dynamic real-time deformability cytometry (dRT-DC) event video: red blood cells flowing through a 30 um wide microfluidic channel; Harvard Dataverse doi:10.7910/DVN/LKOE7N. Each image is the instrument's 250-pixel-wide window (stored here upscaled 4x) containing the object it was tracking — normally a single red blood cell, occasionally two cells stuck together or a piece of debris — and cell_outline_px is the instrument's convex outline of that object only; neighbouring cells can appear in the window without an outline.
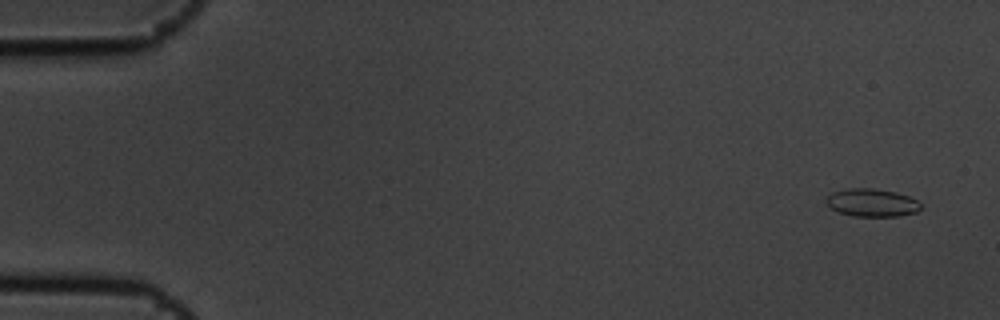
{"species": "common noctule bat (a hibernating species)", "species_latin": "Nyctalus noctula", "temperature_condition": "cold", "stored_images_in_passage": 5, "camera_frame_rate_fps": 3000, "um_per_image_px": 0.085, "animal": {"sex": "male", "body_mass_g": 19.5, "forearm_length_mm": 54.6}, "frame": {"image": 1, "passage_image": 1, "time_ms": 0.0, "image_size_px": [1000, 320], "cell_outline_px": [[920, 208], [916, 212], [900, 216], [852, 216], [840, 212], [832, 208], [824, 200], [832, 192], [848, 188], [872, 188], [896, 192], [908, 196], [916, 200], [920, 204]], "centroid_in_image_um": [74.1, 17.22], "position_along_channel_um": 10.9, "area_um2": 15.26}}
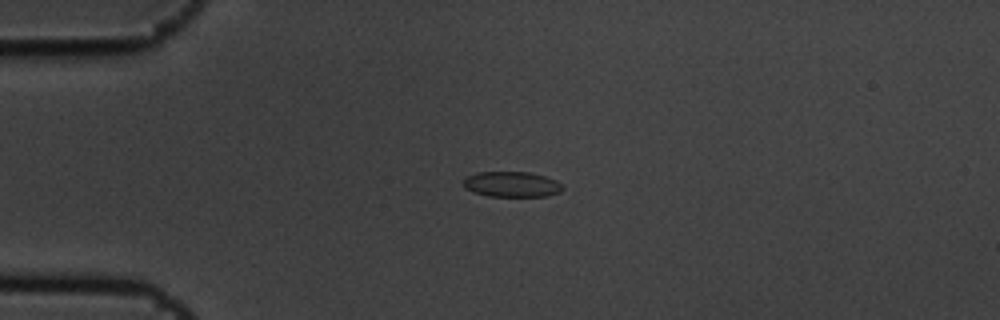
{"frame": {"image": 2, "passage_image": 4, "time_ms": 1.0, "image_size_px": [1000, 320], "cell_outline_px": [[564, 188], [560, 192], [548, 196], [488, 196], [464, 188], [464, 180], [468, 176], [476, 172], [528, 172], [544, 176], [556, 180]], "centroid_in_image_um": [43.51, 15.66], "position_along_channel_um": 41.5, "area_um2": 14.57}}